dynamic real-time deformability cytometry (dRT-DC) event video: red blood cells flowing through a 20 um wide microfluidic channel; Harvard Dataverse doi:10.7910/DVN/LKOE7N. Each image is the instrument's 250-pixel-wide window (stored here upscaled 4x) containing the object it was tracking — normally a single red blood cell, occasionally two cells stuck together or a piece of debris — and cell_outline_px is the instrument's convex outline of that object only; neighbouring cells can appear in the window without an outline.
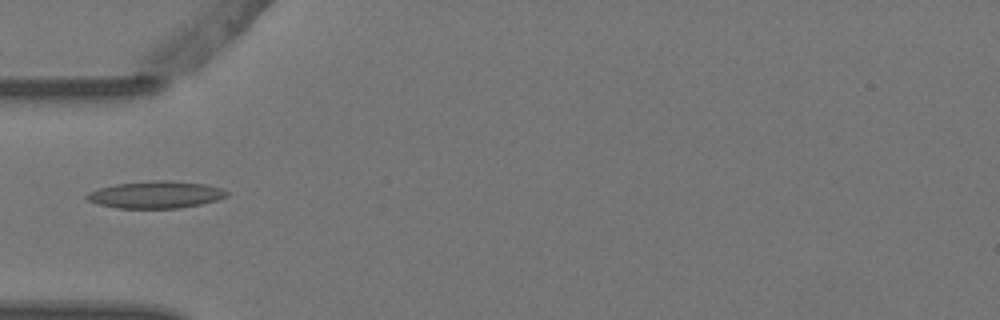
{"species": "Egyptian fruit bat (a non-hibernating species)", "species_latin": "Rousettus aegyptiacus", "temperature_condition": "warm", "stored_images_in_passage": 4, "camera_frame_rate_fps": 3000, "um_per_image_px": 0.085, "animal": {"sex": "female"}, "frame": {"image": 1, "passage_image": 4, "time_ms": 1.0, "image_size_px": [1000, 320], "cell_outline_px": [[228, 196], [216, 200], [200, 204], [180, 208], [116, 208], [100, 204], [88, 200], [84, 196], [88, 192], [100, 188], [116, 184], [152, 180], [168, 180], [204, 184], [220, 188], [228, 192]], "centroid_in_image_um": [13.23, 16.54], "position_along_channel_um": 71.8, "area_um2": 21.96}}